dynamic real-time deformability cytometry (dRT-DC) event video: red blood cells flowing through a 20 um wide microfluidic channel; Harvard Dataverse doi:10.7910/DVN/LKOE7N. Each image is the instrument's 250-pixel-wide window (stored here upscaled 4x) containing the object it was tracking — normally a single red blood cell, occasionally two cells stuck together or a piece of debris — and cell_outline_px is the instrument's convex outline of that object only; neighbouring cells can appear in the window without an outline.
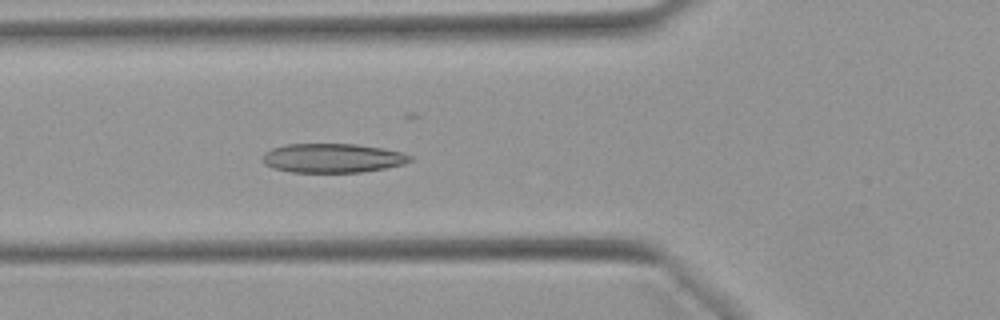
{"species": "Egyptian fruit bat (a non-hibernating species)", "species_latin": "Rousettus aegyptiacus", "temperature_condition": "warm", "stored_images_in_passage": 47, "camera_frame_rate_fps": 3000, "um_per_image_px": 0.085, "animal": {"sex": "female"}, "frame": {"image": 1, "passage_image": 13, "time_ms": 4.0, "image_size_px": [1000, 320], "cell_outline_px": [[412, 160], [404, 164], [384, 168], [360, 172], [292, 172], [272, 168], [264, 164], [264, 152], [272, 148], [284, 144], [356, 144], [384, 148], [404, 152], [412, 156]], "centroid_in_image_um": [28.29, 13.43], "position_along_channel_um": 97.5, "area_um2": 25.14}}
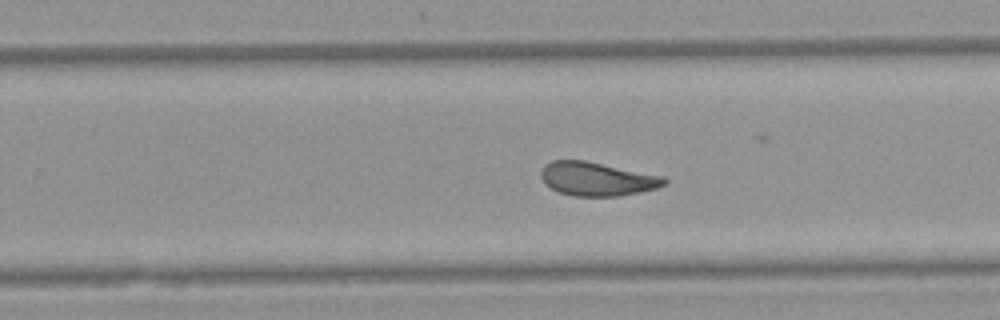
{"frame": {"image": 2, "passage_image": 27, "time_ms": 8.667, "image_size_px": [1000, 320], "cell_outline_px": [[668, 180], [664, 184], [656, 188], [640, 192], [620, 196], [572, 196], [560, 192], [544, 184], [540, 176], [540, 172], [544, 164], [552, 160], [584, 160], [664, 176]], "centroid_in_image_um": [50.72, 15.2], "position_along_channel_um": 279.1, "area_um2": 24.28}}
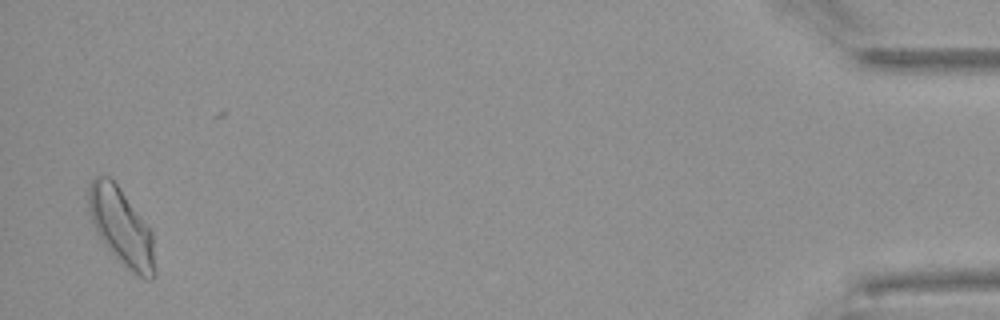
{"frame": {"image": 3, "passage_image": 45, "time_ms": 14.667, "image_size_px": [1000, 320], "cell_outline_px": [[156, 276], [152, 280], [144, 280], [132, 272], [104, 244], [96, 232], [92, 224], [88, 208], [88, 184], [96, 176], [108, 176], [116, 184], [152, 232], [156, 272]], "centroid_in_image_um": [10.31, 19.32], "position_along_channel_um": 424.9, "area_um2": 29.48}, "authors_computed_cell_mechanics": {"area_um2": 25.2586, "velocity_mm_per_s": 3.8999, "shape_relaxation_time_tau1_ms": 10.7055, "shape_relaxation_time_tau2_ms": 1.6996, "deformation_change_tau1": 0.2175, "deformation_change_tau2": 0.0747}}